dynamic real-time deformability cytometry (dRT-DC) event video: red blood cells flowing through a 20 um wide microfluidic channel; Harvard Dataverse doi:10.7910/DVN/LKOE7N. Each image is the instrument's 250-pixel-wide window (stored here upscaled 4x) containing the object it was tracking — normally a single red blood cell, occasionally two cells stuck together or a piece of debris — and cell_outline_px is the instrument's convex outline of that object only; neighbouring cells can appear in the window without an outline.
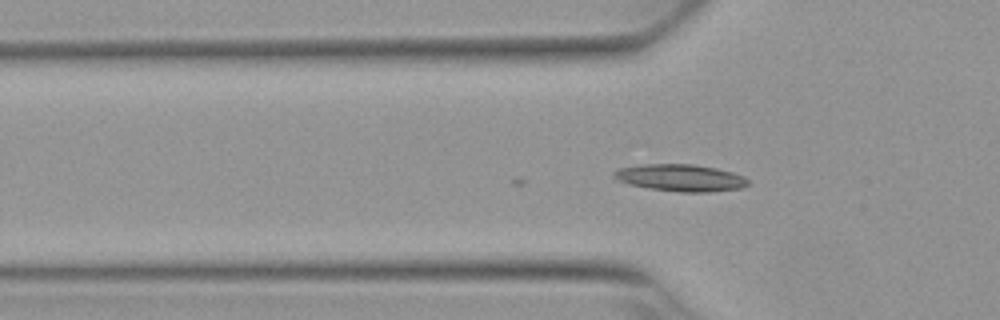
{"species": "Egyptian fruit bat (a non-hibernating species)", "species_latin": "Rousettus aegyptiacus", "temperature_condition": "warm", "stored_images_in_passage": 2, "camera_frame_rate_fps": 3000, "um_per_image_px": 0.085, "animal": {"sex": "female"}, "frame": {"image": 1, "passage_image": 2, "time_ms": 0.333, "image_size_px": [1000, 320], "cell_outline_px": [[748, 184], [740, 188], [708, 192], [680, 192], [648, 188], [628, 184], [612, 176], [616, 168], [644, 164], [692, 164], [716, 168], [732, 172], [744, 176], [748, 180]], "centroid_in_image_um": [57.82, 15.11], "position_along_channel_um": 68.0, "area_um2": 21.04}}